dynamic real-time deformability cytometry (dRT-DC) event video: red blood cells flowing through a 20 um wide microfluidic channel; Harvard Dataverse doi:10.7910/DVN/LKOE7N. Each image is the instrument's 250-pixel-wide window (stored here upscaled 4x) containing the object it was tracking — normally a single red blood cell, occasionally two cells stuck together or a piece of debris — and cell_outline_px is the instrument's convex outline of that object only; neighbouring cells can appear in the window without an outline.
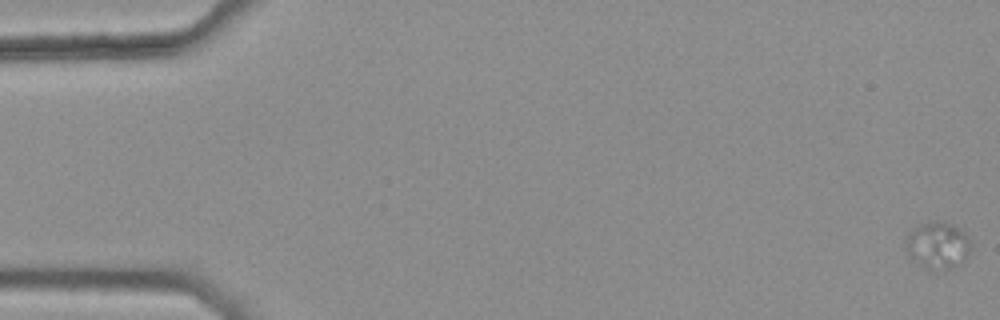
{"species": "common noctule bat (a hibernating species)", "species_latin": "Nyctalus noctula", "temperature_condition": "warm", "stored_images_in_passage": 47, "camera_frame_rate_fps": 3000, "um_per_image_px": 0.085, "animal": {"sex": "female", "body_mass_g": 25.1}, "frame": {"image": 1, "passage_image": 1, "time_ms": 0.0, "image_size_px": [1000, 320], "cell_outline_px": [[968, 252], [964, 260], [952, 268], [932, 272], [908, 256], [904, 248], [908, 236], [912, 228], [920, 224], [932, 220], [944, 220], [960, 228], [968, 236]], "centroid_in_image_um": [79.66, 20.84], "position_along_channel_um": 5.3, "area_um2": 17.98}}
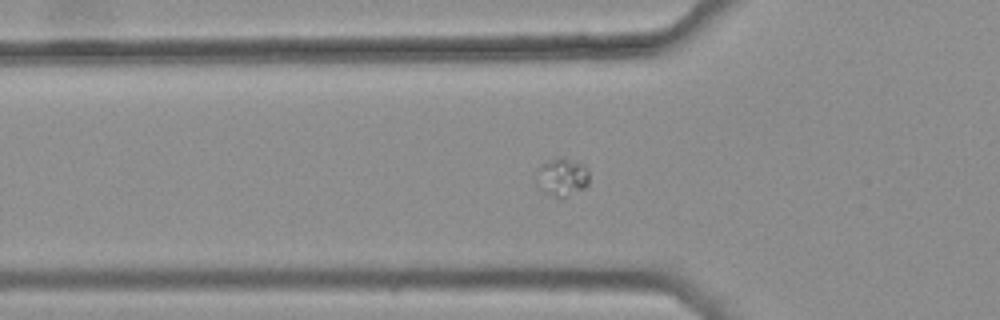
{"frame": {"image": 2, "passage_image": 19, "time_ms": 6.0, "image_size_px": [1000, 320], "cell_outline_px": [[588, 184], [584, 188], [560, 200], [540, 188], [536, 176], [536, 168], [540, 164], [556, 156], [560, 156], [584, 164], [588, 172]], "centroid_in_image_um": [47.76, 15.03], "position_along_channel_um": 78.0, "area_um2": 11.91}}